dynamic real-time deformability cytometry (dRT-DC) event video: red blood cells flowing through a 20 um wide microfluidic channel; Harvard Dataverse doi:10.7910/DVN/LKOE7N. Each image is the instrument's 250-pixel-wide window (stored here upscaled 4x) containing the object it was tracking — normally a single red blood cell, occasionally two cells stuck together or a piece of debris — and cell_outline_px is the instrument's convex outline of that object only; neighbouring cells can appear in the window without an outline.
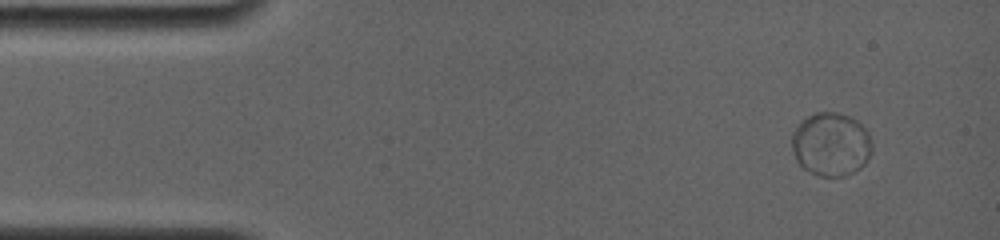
{"species": "common noctule bat (a hibernating species)", "species_latin": "Nyctalus noctula", "temperature_condition": "room temperature", "stored_images_in_passage": 4, "camera_frame_rate_fps": 4000, "um_per_image_px": 0.085, "animal": {"sex": "female", "body_mass_g": 19.0, "forearm_length_mm": 56.7}, "frame": {"image": 1, "passage_image": 1, "time_ms": 0.0, "image_size_px": [1000, 240], "cell_outline_px": [[872, 144], [868, 156], [864, 164], [860, 168], [844, 176], [816, 176], [804, 168], [796, 160], [792, 148], [792, 132], [808, 116], [816, 112], [836, 112], [848, 116], [856, 120], [868, 132]], "centroid_in_image_um": [70.62, 12.27], "position_along_channel_um": 14.4, "area_um2": 29.36}}
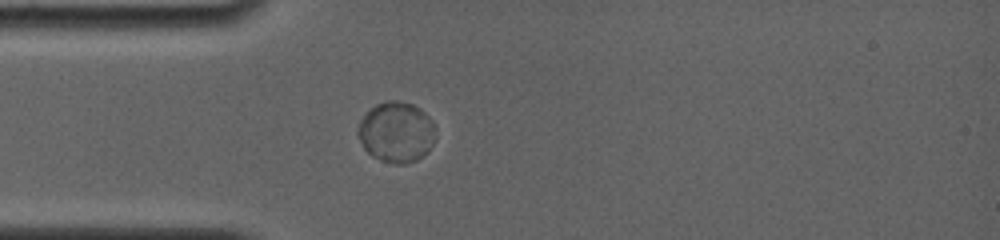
{"frame": {"image": 2, "passage_image": 4, "time_ms": 3.25, "image_size_px": [1000, 240], "cell_outline_px": [[436, 140], [416, 160], [408, 164], [396, 164], [380, 160], [372, 156], [364, 148], [356, 132], [360, 120], [376, 104], [384, 100], [396, 100], [412, 104], [420, 108], [432, 120]], "centroid_in_image_um": [33.67, 11.22], "position_along_channel_um": 51.3, "area_um2": 27.28}}